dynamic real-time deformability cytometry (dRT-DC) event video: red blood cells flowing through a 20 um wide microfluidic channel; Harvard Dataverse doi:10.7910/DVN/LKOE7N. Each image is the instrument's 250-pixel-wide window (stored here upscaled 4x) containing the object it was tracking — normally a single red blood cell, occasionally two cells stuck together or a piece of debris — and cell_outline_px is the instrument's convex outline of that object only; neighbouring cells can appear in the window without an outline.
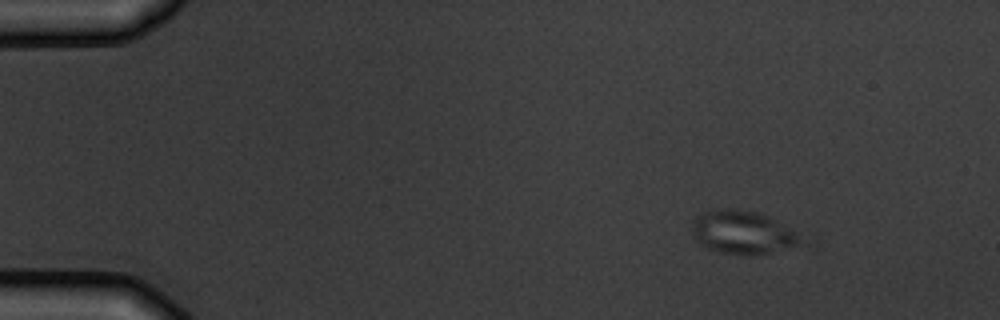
{"species": "common noctule bat (a hibernating species)", "species_latin": "Nyctalus noctula", "temperature_condition": "warm", "stored_images_in_passage": 4, "camera_frame_rate_fps": 3000, "um_per_image_px": 0.085, "animal": {"sex": "male", "body_mass_g": 19.5, "forearm_length_mm": 54.6}, "frame": {"image": 1, "passage_image": 1, "time_ms": 0.0, "image_size_px": [1000, 320], "cell_outline_px": [[804, 240], [796, 244], [768, 252], [752, 256], [720, 252], [708, 248], [700, 244], [692, 236], [692, 220], [696, 216], [704, 212], [724, 208], [736, 208], [756, 212], [768, 216], [796, 232]], "centroid_in_image_um": [63.04, 19.73], "position_along_channel_um": 22.0, "area_um2": 27.11}}